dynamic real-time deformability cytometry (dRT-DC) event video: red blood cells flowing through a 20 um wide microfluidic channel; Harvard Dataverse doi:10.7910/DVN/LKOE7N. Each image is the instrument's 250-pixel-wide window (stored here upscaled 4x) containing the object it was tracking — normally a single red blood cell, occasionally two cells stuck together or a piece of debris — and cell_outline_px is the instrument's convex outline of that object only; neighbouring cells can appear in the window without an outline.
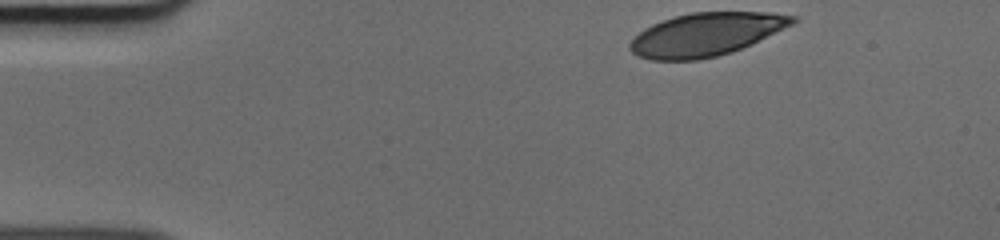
{"species": "human", "species_latin": "Homo sapiens", "temperature_condition": "cold", "stored_images_in_passage": 37, "camera_frame_rate_fps": 3000, "um_per_image_px": 0.085, "donor": {"sex": "male"}, "frame": {"image": 1, "passage_image": 1, "time_ms": 0.0, "image_size_px": [1000, 240], "cell_outline_px": [[800, 20], [752, 44], [732, 52], [700, 60], [652, 60], [636, 56], [628, 48], [628, 44], [644, 28], [652, 24], [676, 16], [692, 12], [772, 12], [796, 16]], "centroid_in_image_um": [60.01, 2.93], "position_along_channel_um": 25.0, "area_um2": 40.86}}
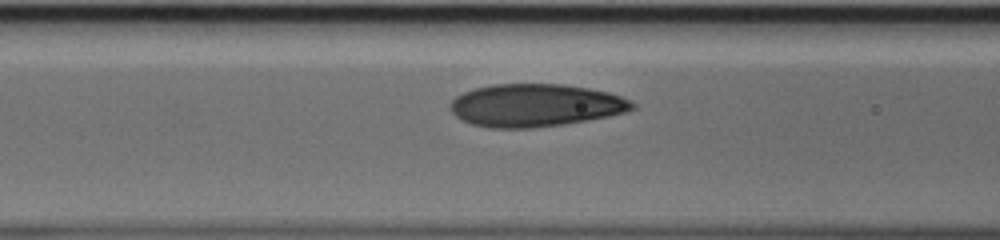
{"frame": {"image": 2, "passage_image": 14, "time_ms": 4.333, "image_size_px": [1000, 240], "cell_outline_px": [[636, 108], [624, 112], [608, 116], [588, 120], [564, 124], [532, 128], [488, 128], [472, 124], [460, 120], [448, 108], [448, 104], [456, 96], [464, 92], [476, 88], [492, 84], [564, 84], [588, 88], [608, 92], [632, 100], [636, 104]], "centroid_in_image_um": [45.49, 8.95], "position_along_channel_um": 121.1, "area_um2": 45.6}}
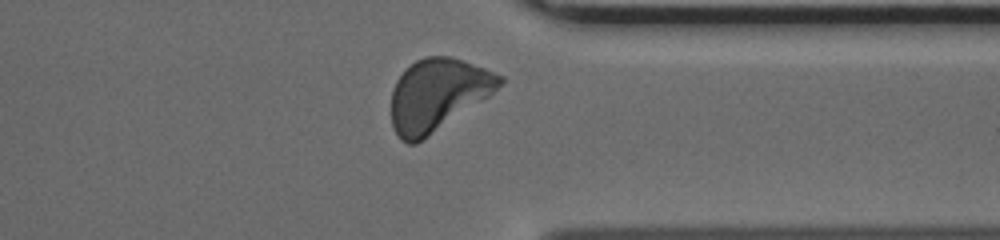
{"frame": {"image": 3, "passage_image": 33, "time_ms": 10.667, "image_size_px": [1000, 240], "cell_outline_px": [[504, 80], [488, 96], [416, 144], [408, 144], [400, 140], [392, 128], [392, 88], [396, 80], [416, 60], [428, 56], [452, 56], [464, 60], [504, 76]], "centroid_in_image_um": [37.17, 8.05], "position_along_channel_um": 374.2, "area_um2": 44.91}}